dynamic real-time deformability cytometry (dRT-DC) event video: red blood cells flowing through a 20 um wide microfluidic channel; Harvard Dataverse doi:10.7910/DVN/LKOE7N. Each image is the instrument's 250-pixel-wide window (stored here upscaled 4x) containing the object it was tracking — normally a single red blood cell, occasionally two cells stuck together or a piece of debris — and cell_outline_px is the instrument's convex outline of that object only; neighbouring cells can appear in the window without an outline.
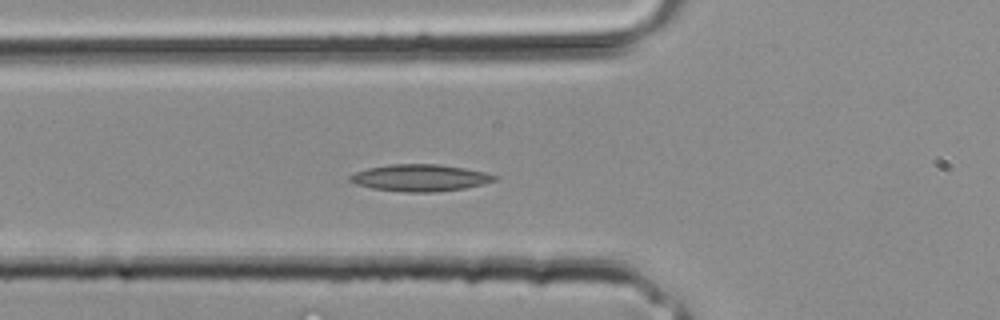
{"species": "common noctule bat (a hibernating species)", "species_latin": "Nyctalus noctula", "temperature_condition": "room temperature", "stored_images_in_passage": 33, "camera_frame_rate_fps": 3000, "um_per_image_px": 0.085, "animal": {"sex": "male", "body_mass_g": 20.4}, "frame": {"image": 1, "passage_image": 12, "time_ms": 3.667, "image_size_px": [1000, 320], "cell_outline_px": [[500, 176], [496, 180], [484, 184], [464, 188], [432, 192], [404, 192], [372, 188], [356, 184], [348, 180], [348, 176], [356, 172], [368, 168], [388, 164], [440, 164], [464, 168], [484, 172]], "centroid_in_image_um": [35.71, 15.11], "position_along_channel_um": 90.1, "area_um2": 22.66}}
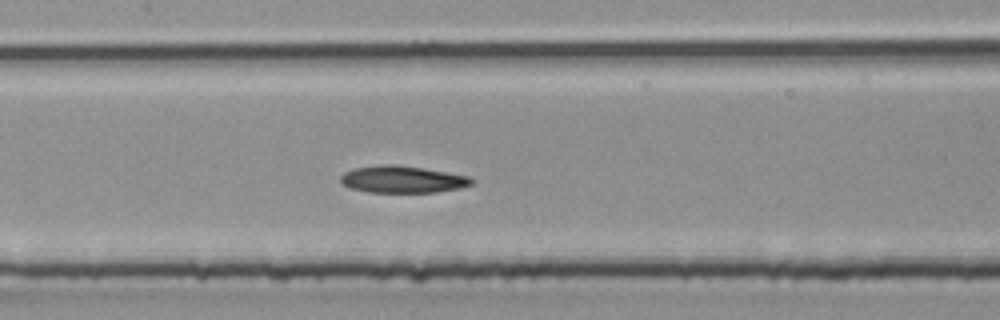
{"frame": {"image": 2, "passage_image": 16, "time_ms": 5.0, "image_size_px": [1000, 320], "cell_outline_px": [[472, 184], [460, 188], [436, 192], [368, 192], [352, 188], [344, 184], [340, 180], [340, 176], [344, 172], [356, 168], [384, 164], [392, 164], [420, 168], [468, 176], [472, 180]], "centroid_in_image_um": [34.18, 15.25], "position_along_channel_um": 173.2, "area_um2": 20.17}}
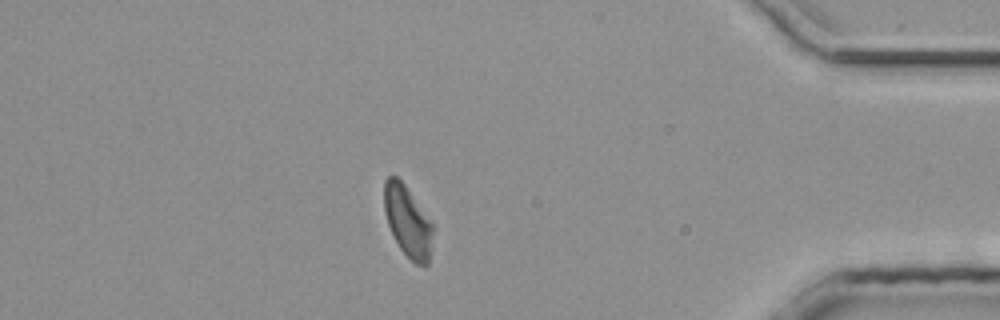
{"frame": {"image": 3, "passage_image": 29, "time_ms": 9.333, "image_size_px": [1000, 320], "cell_outline_px": [[432, 232], [428, 264], [424, 268], [416, 264], [400, 248], [388, 224], [384, 212], [384, 180], [388, 176], [396, 176], [404, 184], [432, 224]], "centroid_in_image_um": [34.62, 18.82], "position_along_channel_um": 400.6, "area_um2": 19.59}}